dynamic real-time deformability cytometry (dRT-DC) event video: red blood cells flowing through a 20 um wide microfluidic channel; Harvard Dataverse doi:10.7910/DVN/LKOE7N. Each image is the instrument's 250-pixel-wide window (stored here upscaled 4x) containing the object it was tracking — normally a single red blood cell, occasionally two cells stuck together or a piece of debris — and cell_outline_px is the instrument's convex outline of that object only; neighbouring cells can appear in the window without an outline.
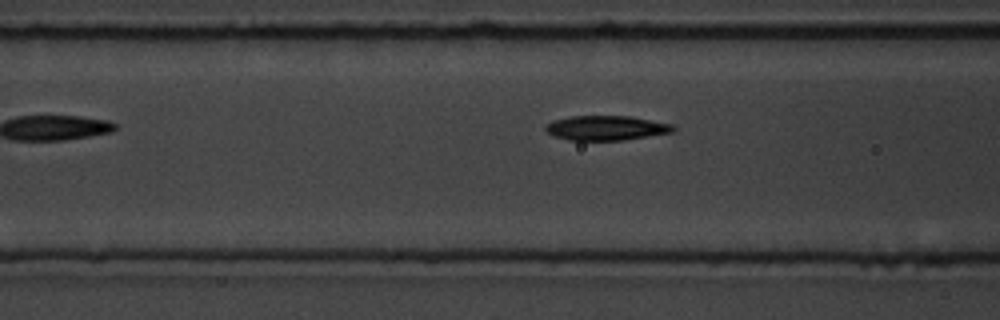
{"species": "common noctule bat (a hibernating species)", "species_latin": "Nyctalus noctula", "temperature_condition": "room temperature", "stored_images_in_passage": 9, "camera_frame_rate_fps": 3000, "um_per_image_px": 0.085, "animal": {"sex": "male", "body_mass_g": 19.5, "forearm_length_mm": 54.6}, "frame": {"image": 1, "passage_image": 7, "time_ms": 7.0, "image_size_px": [1000, 320], "cell_outline_px": [[676, 132], [624, 140], [568, 140], [556, 136], [548, 132], [544, 128], [552, 120], [568, 116], [632, 116], [672, 124], [676, 128]], "centroid_in_image_um": [51.58, 10.87], "position_along_channel_um": 115.0, "area_um2": 18.44}}
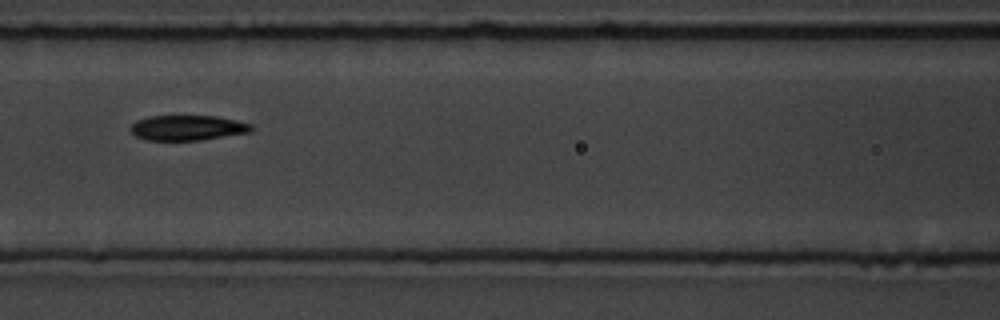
{"frame": {"image": 2, "passage_image": 8, "time_ms": 8.0, "image_size_px": [1000, 320], "cell_outline_px": [[252, 132], [200, 140], [148, 140], [136, 136], [128, 128], [136, 120], [148, 116], [216, 116], [236, 120], [252, 124]], "centroid_in_image_um": [15.93, 10.86], "position_along_channel_um": 150.7, "area_um2": 17.74}}
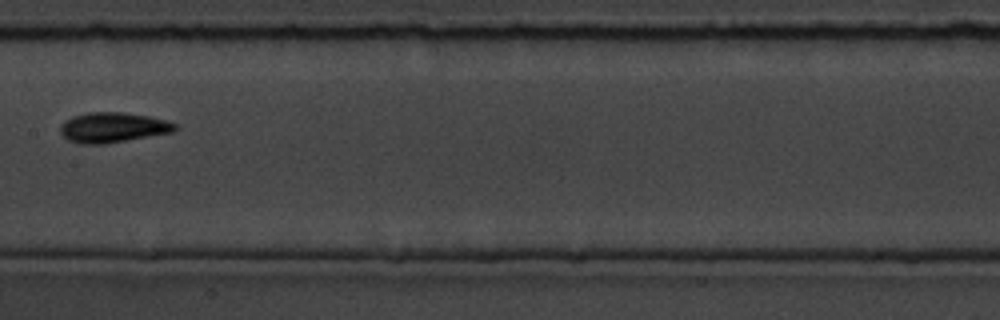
{"frame": {"image": 3, "passage_image": 9, "time_ms": 9.333, "image_size_px": [1000, 320], "cell_outline_px": [[180, 128], [172, 132], [104, 144], [80, 144], [68, 140], [60, 132], [60, 124], [64, 120], [72, 116], [88, 112], [120, 112], [148, 116], [168, 120], [176, 124]], "centroid_in_image_um": [9.58, 10.83], "position_along_channel_um": 197.8, "area_um2": 20.23}}